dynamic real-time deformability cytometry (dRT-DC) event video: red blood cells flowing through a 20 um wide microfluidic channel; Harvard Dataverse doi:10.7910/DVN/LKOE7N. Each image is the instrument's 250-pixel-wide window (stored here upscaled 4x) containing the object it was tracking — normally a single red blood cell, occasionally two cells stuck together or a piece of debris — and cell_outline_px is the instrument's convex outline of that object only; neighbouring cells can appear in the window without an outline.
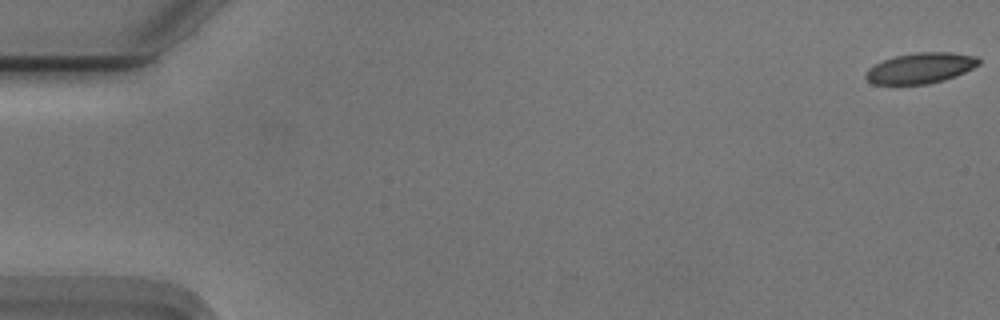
{"species": "Egyptian fruit bat (a non-hibernating species)", "species_latin": "Rousettus aegyptiacus", "temperature_condition": "cold", "stored_images_in_passage": 12, "camera_frame_rate_fps": 3000, "um_per_image_px": 0.085, "animal": {"sex": "male"}, "frame": {"image": 1, "passage_image": 1, "time_ms": 0.0, "image_size_px": [1000, 320], "cell_outline_px": [[980, 64], [956, 76], [944, 80], [928, 84], [872, 84], [864, 76], [868, 68], [884, 60], [896, 56], [916, 52], [952, 52], [976, 56], [980, 60]], "centroid_in_image_um": [78.25, 5.79], "position_along_channel_um": 6.7, "area_um2": 20.11}}